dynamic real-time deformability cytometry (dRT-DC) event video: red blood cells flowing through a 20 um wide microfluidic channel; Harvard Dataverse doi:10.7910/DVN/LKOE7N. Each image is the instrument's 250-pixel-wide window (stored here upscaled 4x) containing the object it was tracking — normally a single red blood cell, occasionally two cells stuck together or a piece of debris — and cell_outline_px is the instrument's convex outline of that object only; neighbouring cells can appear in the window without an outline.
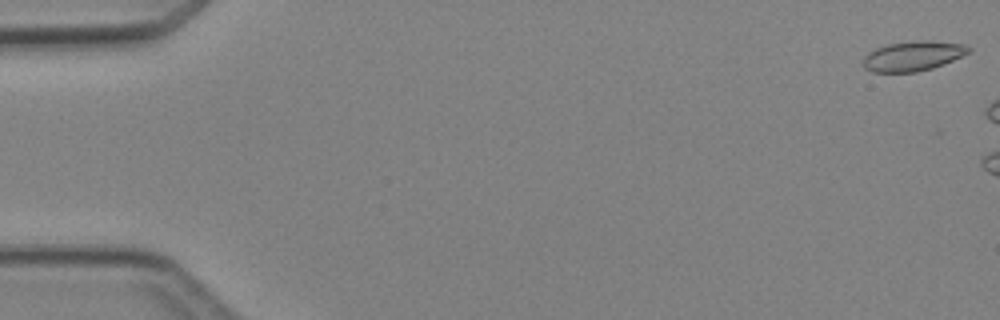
{"species": "Egyptian fruit bat (a non-hibernating species)", "species_latin": "Rousettus aegyptiacus", "temperature_condition": "cold", "stored_images_in_passage": 6, "camera_frame_rate_fps": 3000, "um_per_image_px": 0.085, "animal": {"sex": "female"}, "frame": {"image": 1, "passage_image": 1, "time_ms": 0.0, "image_size_px": [1000, 320], "cell_outline_px": [[972, 48], [968, 52], [944, 64], [932, 68], [916, 72], [872, 72], [864, 68], [864, 56], [868, 52], [876, 48], [888, 44], [924, 40], [928, 40], [964, 44]], "centroid_in_image_um": [77.58, 4.76], "position_along_channel_um": 7.4, "area_um2": 18.15}}